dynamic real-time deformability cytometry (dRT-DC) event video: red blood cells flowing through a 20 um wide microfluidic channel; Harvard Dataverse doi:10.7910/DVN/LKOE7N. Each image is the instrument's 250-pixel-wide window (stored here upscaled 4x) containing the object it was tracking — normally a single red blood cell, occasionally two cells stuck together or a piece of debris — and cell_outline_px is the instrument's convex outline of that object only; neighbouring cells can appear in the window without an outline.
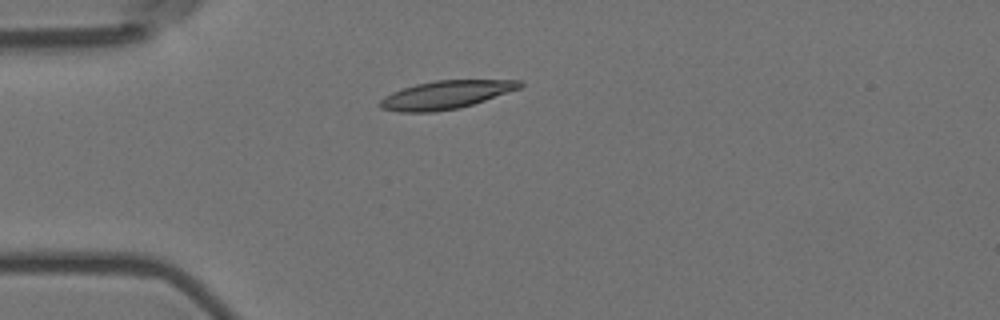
{"species": "Egyptian fruit bat (a non-hibernating species)", "species_latin": "Rousettus aegyptiacus", "temperature_condition": "room temperature", "stored_images_in_passage": 5, "camera_frame_rate_fps": 3000, "um_per_image_px": 0.085, "animal": {"sex": "female"}, "frame": {"image": 1, "passage_image": 3, "time_ms": 0.667, "image_size_px": [1000, 320], "cell_outline_px": [[524, 84], [520, 88], [460, 108], [432, 112], [400, 112], [380, 108], [376, 104], [384, 96], [392, 92], [416, 84], [436, 80], [520, 80]], "centroid_in_image_um": [37.85, 8.06], "position_along_channel_um": 47.2, "area_um2": 22.83}}
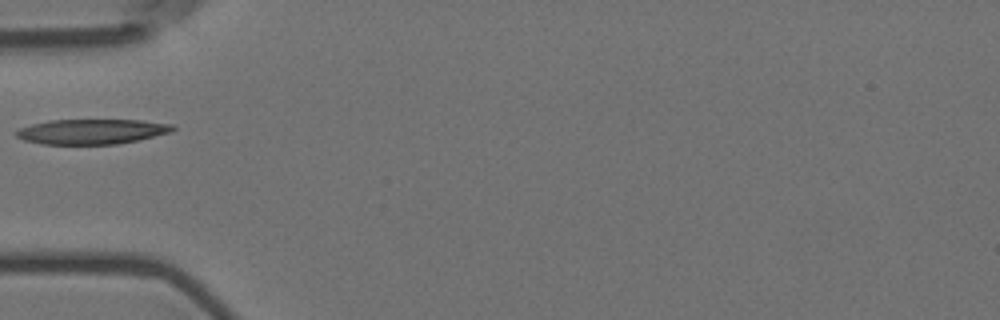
{"frame": {"image": 2, "passage_image": 4, "time_ms": 1.0, "image_size_px": [1000, 320], "cell_outline_px": [[176, 128], [172, 132], [136, 140], [116, 144], [40, 144], [24, 140], [16, 136], [12, 132], [20, 128], [32, 124], [48, 120], [140, 120], [172, 124]], "centroid_in_image_um": [7.76, 11.18], "position_along_channel_um": 77.2, "area_um2": 22.83}}
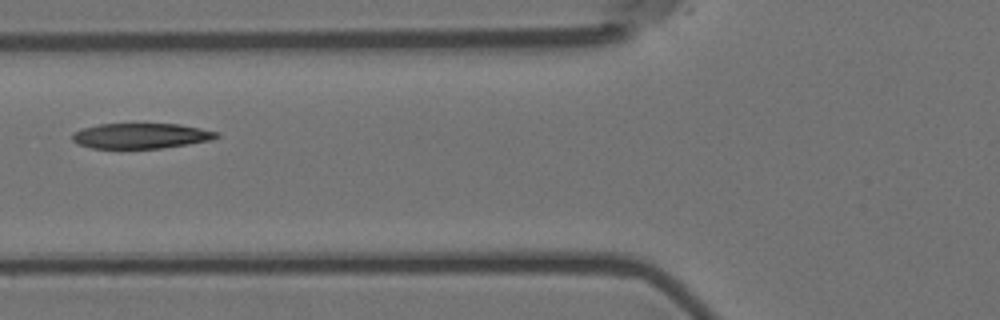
{"frame": {"image": 3, "passage_image": 5, "time_ms": 1.333, "image_size_px": [1000, 320], "cell_outline_px": [[220, 136], [212, 140], [188, 144], [160, 148], [92, 148], [76, 144], [72, 140], [72, 132], [80, 128], [100, 124], [180, 124], [220, 132]], "centroid_in_image_um": [11.96, 11.54], "position_along_channel_um": 113.8, "area_um2": 21.44}}